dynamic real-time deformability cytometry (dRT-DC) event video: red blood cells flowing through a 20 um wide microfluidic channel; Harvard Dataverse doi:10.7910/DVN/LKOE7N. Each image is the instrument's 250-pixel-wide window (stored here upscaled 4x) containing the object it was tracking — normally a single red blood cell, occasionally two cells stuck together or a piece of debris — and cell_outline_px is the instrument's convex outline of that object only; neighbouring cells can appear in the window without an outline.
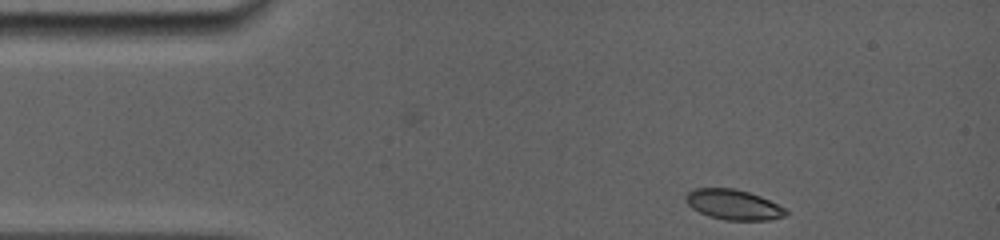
{"species": "common noctule bat (a hibernating species)", "species_latin": "Nyctalus noctula", "temperature_condition": "room temperature", "stored_images_in_passage": 19, "camera_frame_rate_fps": 5000, "um_per_image_px": 0.085, "animal": {"sex": "female", "body_mass_g": 19.0, "forearm_length_mm": 56.7}, "frame": {"image": 1, "passage_image": 1, "time_ms": 0.0, "image_size_px": [1000, 240], "cell_outline_px": [[788, 212], [784, 216], [768, 220], [724, 220], [708, 216], [692, 208], [684, 200], [684, 196], [692, 188], [736, 188], [760, 196], [784, 208]], "centroid_in_image_um": [62.28, 17.38], "position_along_channel_um": 22.7, "area_um2": 17.57}}
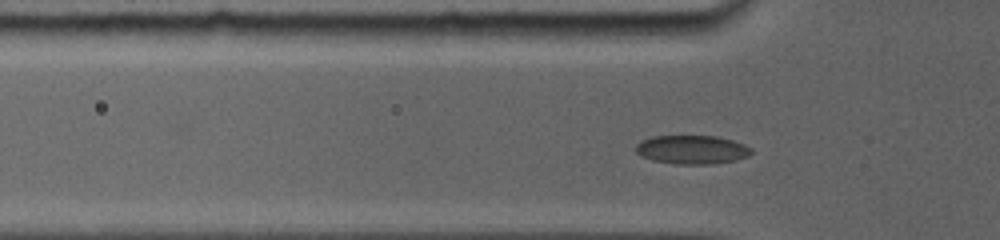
{"frame": {"image": 2, "passage_image": 16, "time_ms": 2.8, "image_size_px": [1000, 240], "cell_outline_px": [[752, 152], [748, 156], [736, 160], [712, 164], [676, 164], [652, 160], [640, 156], [636, 152], [636, 144], [640, 140], [652, 136], [716, 136], [732, 140], [744, 144], [752, 148]], "centroid_in_image_um": [58.8, 12.72], "position_along_channel_um": 67.0, "area_um2": 19.48}}